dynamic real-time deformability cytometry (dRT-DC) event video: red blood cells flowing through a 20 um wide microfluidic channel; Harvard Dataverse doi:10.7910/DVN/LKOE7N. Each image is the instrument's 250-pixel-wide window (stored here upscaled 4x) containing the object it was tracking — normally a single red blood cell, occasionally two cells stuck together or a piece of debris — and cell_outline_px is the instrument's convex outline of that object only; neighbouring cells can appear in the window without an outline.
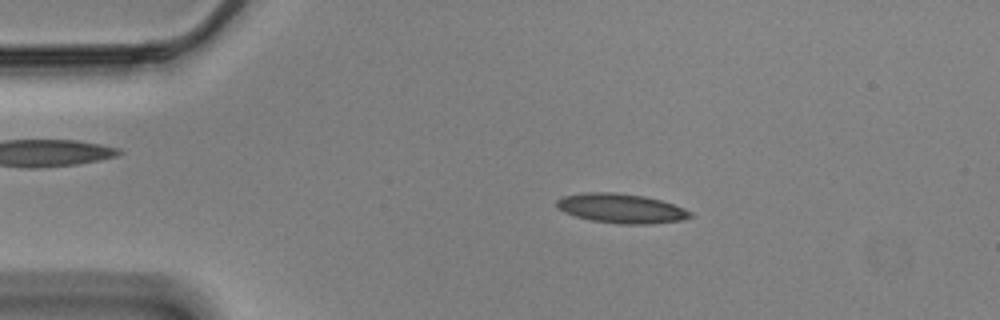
{"species": "Egyptian fruit bat (a non-hibernating species)", "species_latin": "Rousettus aegyptiacus", "temperature_condition": "cold", "stored_images_in_passage": 56, "camera_frame_rate_fps": 3000, "um_per_image_px": 0.085, "animal": {"sex": "male"}, "frame": {"image": 1, "passage_image": 10, "time_ms": 3.0, "image_size_px": [1000, 320], "cell_outline_px": [[692, 216], [680, 220], [648, 224], [620, 224], [592, 220], [576, 216], [564, 212], [556, 204], [556, 200], [560, 196], [584, 192], [612, 192], [644, 196], [660, 200], [684, 208], [692, 212]], "centroid_in_image_um": [52.77, 17.7], "position_along_channel_um": 32.2, "area_um2": 22.77}}
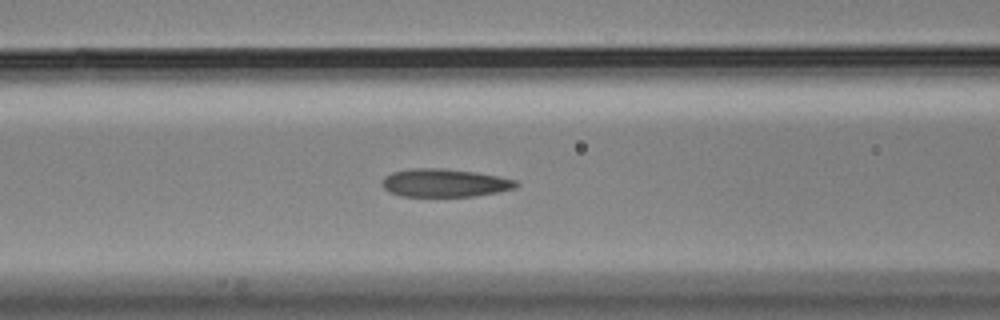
{"frame": {"image": 2, "passage_image": 22, "time_ms": 7.0, "image_size_px": [1000, 320], "cell_outline_px": [[520, 184], [516, 188], [500, 192], [476, 196], [400, 196], [388, 192], [384, 188], [384, 176], [392, 172], [412, 168], [444, 168], [476, 172], [516, 180]], "centroid_in_image_um": [37.82, 15.55], "position_along_channel_um": 128.8, "area_um2": 22.02}}
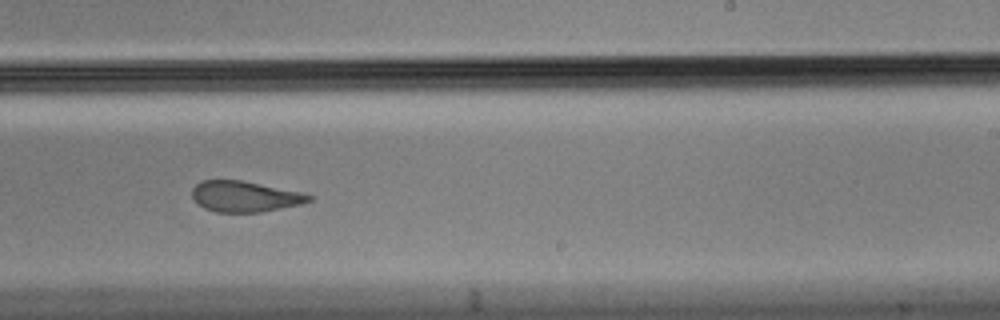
{"frame": {"image": 3, "passage_image": 34, "time_ms": 11.0, "image_size_px": [1000, 320], "cell_outline_px": [[312, 200], [300, 204], [260, 212], [216, 212], [204, 208], [192, 196], [192, 188], [200, 180], [240, 180], [304, 192], [312, 196]], "centroid_in_image_um": [20.81, 16.69], "position_along_channel_um": 268.2, "area_um2": 20.87}, "authors_computed_cell_mechanics": {"area_um2": 22.2241, "velocity_mm_per_s": 3.4905, "shape_relaxation_time_tau1_ms": null, "shape_relaxation_time_tau2_ms": 2.2254, "deformation_change_tau1": null, "deformation_change_tau2": 0.0827}}